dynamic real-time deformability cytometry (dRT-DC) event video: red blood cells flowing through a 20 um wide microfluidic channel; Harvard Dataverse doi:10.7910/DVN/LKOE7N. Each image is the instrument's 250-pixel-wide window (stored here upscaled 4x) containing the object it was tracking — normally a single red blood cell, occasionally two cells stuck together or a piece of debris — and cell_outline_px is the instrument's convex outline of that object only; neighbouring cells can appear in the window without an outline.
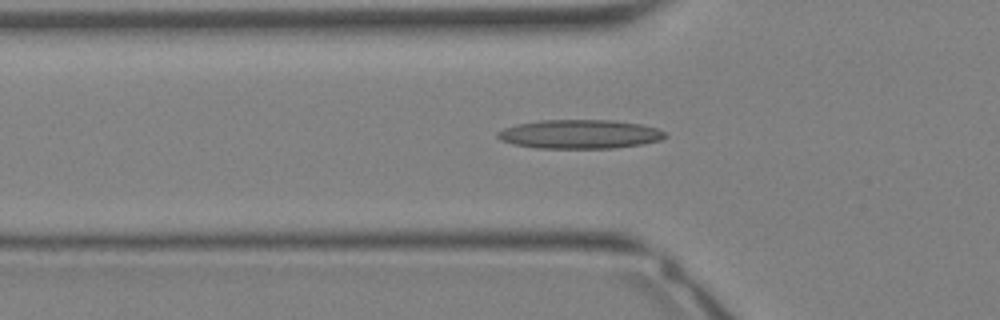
{"species": "Egyptian fruit bat (a non-hibernating species)", "species_latin": "Rousettus aegyptiacus", "temperature_condition": "warm", "stored_images_in_passage": 32, "camera_frame_rate_fps": 3000, "um_per_image_px": 0.085, "animal": {"sex": "female"}, "frame": {"image": 1, "passage_image": 11, "time_ms": 3.333, "image_size_px": [1000, 320], "cell_outline_px": [[668, 136], [660, 140], [640, 144], [612, 148], [536, 148], [516, 144], [500, 140], [496, 136], [496, 132], [504, 128], [516, 124], [544, 120], [612, 120], [640, 124], [656, 128], [664, 132]], "centroid_in_image_um": [49.26, 11.4], "position_along_channel_um": 76.5, "area_um2": 28.09}}
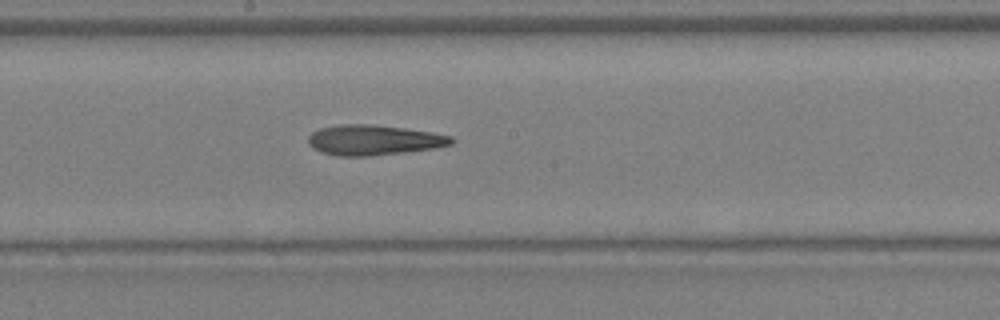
{"frame": {"image": 2, "passage_image": 18, "time_ms": 5.667, "image_size_px": [1000, 320], "cell_outline_px": [[456, 140], [452, 144], [436, 148], [404, 152], [368, 156], [336, 156], [320, 152], [308, 144], [308, 136], [312, 132], [320, 128], [340, 124], [372, 124], [404, 128], [432, 132], [452, 136]], "centroid_in_image_um": [31.77, 11.9], "position_along_channel_um": 216.4, "area_um2": 25.37}}
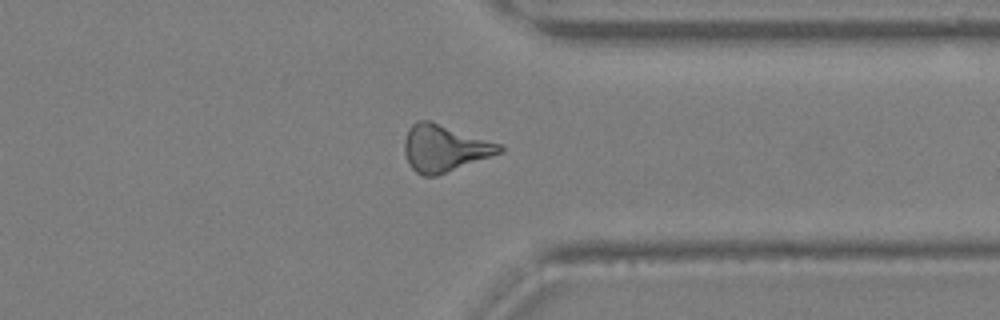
{"frame": {"image": 3, "passage_image": 26, "time_ms": 8.333, "image_size_px": [1000, 320], "cell_outline_px": [[504, 148], [500, 152], [436, 176], [424, 176], [416, 172], [408, 164], [404, 152], [404, 140], [408, 128], [416, 120], [432, 120], [504, 144]], "centroid_in_image_um": [37.76, 12.56], "position_along_channel_um": 373.6, "area_um2": 26.18}}